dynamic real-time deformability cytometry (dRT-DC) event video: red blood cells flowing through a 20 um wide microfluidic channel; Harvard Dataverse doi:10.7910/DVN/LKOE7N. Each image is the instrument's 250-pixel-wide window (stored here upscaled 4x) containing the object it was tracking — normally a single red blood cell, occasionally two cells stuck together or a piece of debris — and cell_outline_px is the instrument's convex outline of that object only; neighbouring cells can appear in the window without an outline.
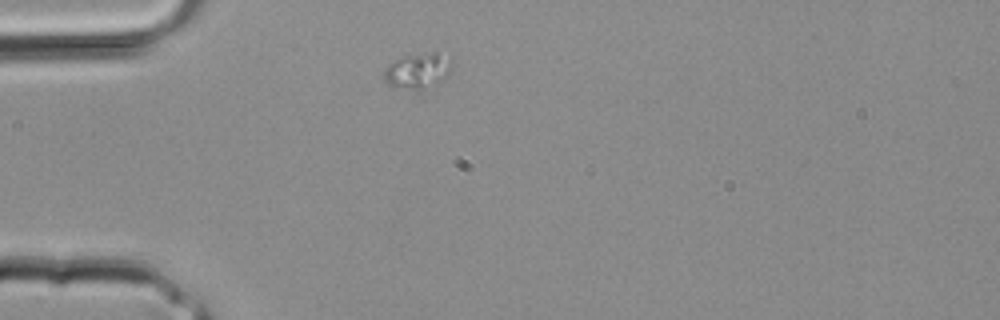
{"species": "common noctule bat (a hibernating species)", "species_latin": "Nyctalus noctula", "temperature_condition": "room temperature", "stored_images_in_passage": 4, "segment_of_instrument_passage": [2, 2], "camera_frame_rate_fps": 3000, "um_per_image_px": 0.085, "animal": {"sex": "male", "body_mass_g": 20.4}, "frame": {"image": 1, "passage_image": 4, "time_ms": 1.0, "image_size_px": [1000, 320], "cell_outline_px": [[452, 72], [448, 76], [436, 84], [420, 88], [392, 88], [384, 80], [384, 68], [396, 60], [404, 56], [432, 52], [436, 52], [452, 56]], "centroid_in_image_um": [35.56, 5.99], "position_along_channel_um": 49.4, "area_um2": 14.1}}